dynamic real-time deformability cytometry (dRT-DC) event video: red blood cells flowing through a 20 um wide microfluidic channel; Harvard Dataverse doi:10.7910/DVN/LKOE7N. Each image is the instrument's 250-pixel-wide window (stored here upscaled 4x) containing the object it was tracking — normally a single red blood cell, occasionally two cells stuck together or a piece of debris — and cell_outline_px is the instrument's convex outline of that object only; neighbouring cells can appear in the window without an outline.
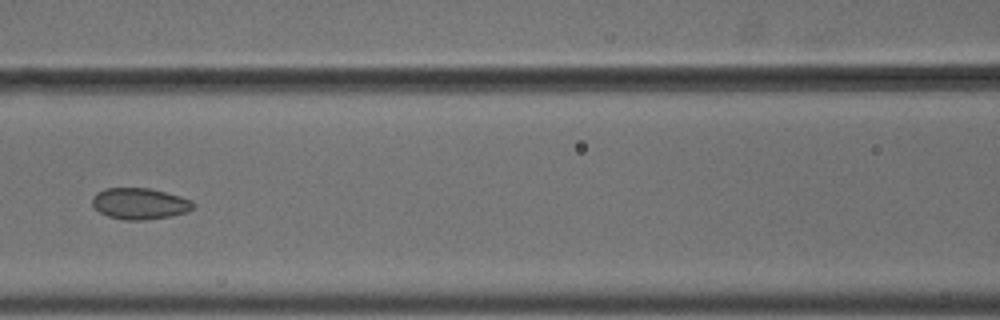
{"species": "common noctule bat (a hibernating species)", "species_latin": "Nyctalus noctula", "temperature_condition": "cold", "stored_images_in_passage": 9, "camera_frame_rate_fps": 3000, "um_per_image_px": 0.085, "animal": {"sex": "male", "body_mass_g": 18.8}, "frame": {"image": 1, "passage_image": 6, "time_ms": 1.667, "image_size_px": [1000, 320], "cell_outline_px": [[196, 204], [188, 212], [172, 216], [144, 220], [124, 220], [108, 216], [100, 212], [92, 204], [92, 200], [96, 192], [104, 188], [148, 188], [180, 196], [192, 200]], "centroid_in_image_um": [11.89, 17.31], "position_along_channel_um": 154.7, "area_um2": 18.44}}
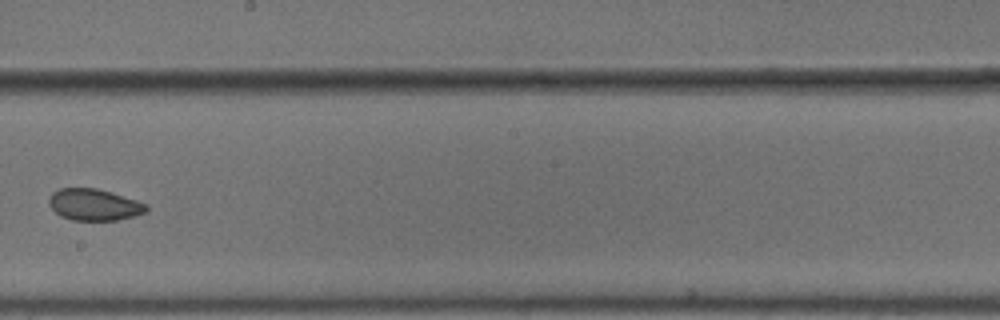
{"frame": {"image": 2, "passage_image": 8, "time_ms": 2.333, "image_size_px": [1000, 320], "cell_outline_px": [[148, 212], [116, 220], [72, 220], [60, 216], [48, 204], [48, 200], [52, 192], [60, 188], [96, 188], [136, 200], [148, 204]], "centroid_in_image_um": [7.99, 17.4], "position_along_channel_um": 240.2, "area_um2": 17.86}}
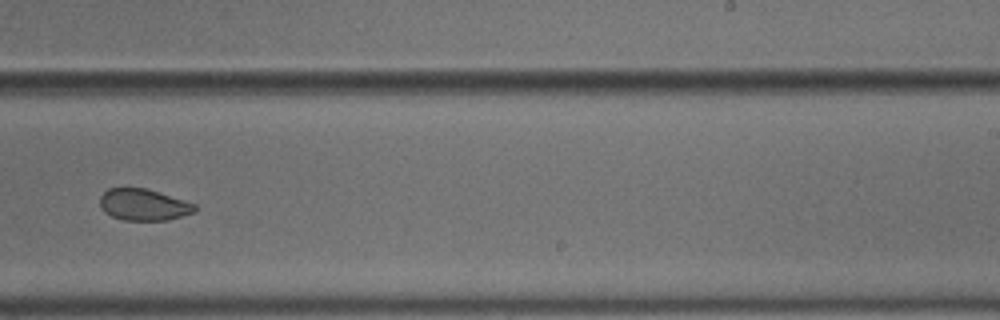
{"frame": {"image": 3, "passage_image": 9, "time_ms": 2.667, "image_size_px": [1000, 320], "cell_outline_px": [[196, 212], [168, 220], [124, 220], [112, 216], [104, 212], [100, 208], [100, 196], [108, 188], [144, 188], [196, 204]], "centroid_in_image_um": [12.19, 17.41], "position_along_channel_um": 276.8, "area_um2": 17.34}}